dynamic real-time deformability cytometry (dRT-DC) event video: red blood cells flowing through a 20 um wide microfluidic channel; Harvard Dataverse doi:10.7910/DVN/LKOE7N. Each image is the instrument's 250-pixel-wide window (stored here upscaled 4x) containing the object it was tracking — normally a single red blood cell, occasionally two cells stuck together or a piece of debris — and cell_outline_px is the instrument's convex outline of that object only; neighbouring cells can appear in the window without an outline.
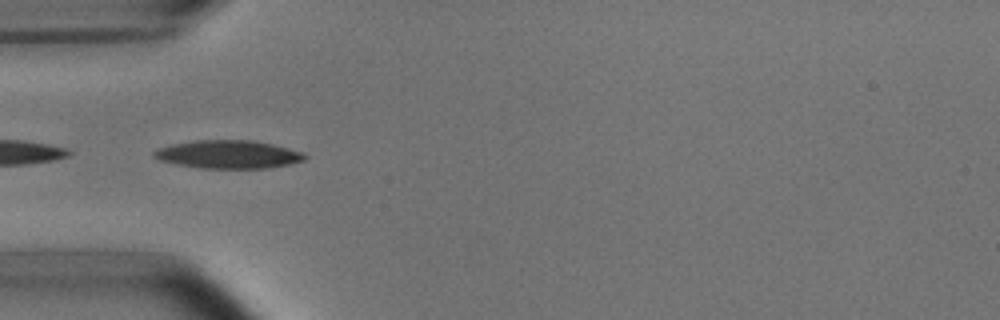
{"species": "common noctule bat (a hibernating species)", "species_latin": "Nyctalus noctula", "temperature_condition": "room temperature", "stored_images_in_passage": 16, "camera_frame_rate_fps": 3000, "um_per_image_px": 0.085, "animal": {"sex": "male", "body_mass_g": 15.6}, "frame": {"image": 1, "passage_image": 10, "time_ms": 3.0, "image_size_px": [1000, 320], "cell_outline_px": [[308, 156], [304, 160], [288, 164], [268, 168], [200, 168], [176, 164], [160, 160], [152, 156], [152, 152], [156, 148], [172, 144], [196, 140], [252, 140], [272, 144], [304, 152]], "centroid_in_image_um": [19.38, 13.12], "position_along_channel_um": 65.6, "area_um2": 24.8}}